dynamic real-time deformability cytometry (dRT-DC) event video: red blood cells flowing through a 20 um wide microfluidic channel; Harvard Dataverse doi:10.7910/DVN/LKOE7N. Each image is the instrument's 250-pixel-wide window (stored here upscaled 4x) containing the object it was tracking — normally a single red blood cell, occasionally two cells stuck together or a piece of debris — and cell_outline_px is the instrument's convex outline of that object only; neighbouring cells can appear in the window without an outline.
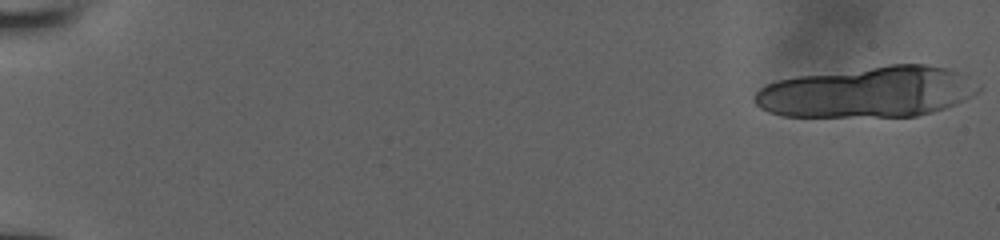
{"species": "human", "species_latin": "Homo sapiens", "temperature_condition": "room temperature", "stored_images_in_passage": 15, "camera_frame_rate_fps": 3000, "um_per_image_px": 0.085, "donor": {"sex": "male"}, "frame": {"image": 1, "passage_image": 1, "time_ms": 0.0, "image_size_px": [1000, 240], "cell_outline_px": [[980, 88], [976, 92], [964, 100], [956, 104], [932, 112], [916, 116], [784, 116], [768, 112], [760, 108], [752, 100], [752, 96], [760, 88], [776, 80], [796, 76], [888, 64], [924, 64], [948, 68], [968, 76]], "centroid_in_image_um": [73.72, 7.81], "position_along_channel_um": 11.3, "area_um2": 66.47}}